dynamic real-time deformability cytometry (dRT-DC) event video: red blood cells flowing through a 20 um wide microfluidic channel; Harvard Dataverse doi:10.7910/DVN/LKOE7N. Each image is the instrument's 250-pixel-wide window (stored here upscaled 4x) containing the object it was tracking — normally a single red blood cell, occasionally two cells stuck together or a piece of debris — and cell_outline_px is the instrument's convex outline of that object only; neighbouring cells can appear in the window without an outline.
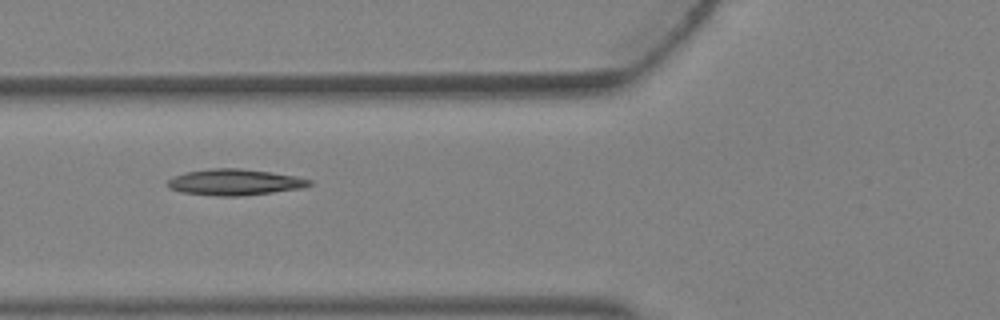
{"species": "Egyptian fruit bat (a non-hibernating species)", "species_latin": "Rousettus aegyptiacus", "temperature_condition": "warm", "stored_images_in_passage": 5, "camera_frame_rate_fps": 3000, "um_per_image_px": 0.085, "animal": {"sex": "female"}, "frame": {"image": 1, "passage_image": 5, "time_ms": 1.333, "image_size_px": [1000, 320], "cell_outline_px": [[312, 184], [304, 188], [240, 196], [216, 196], [180, 192], [168, 188], [168, 180], [172, 176], [184, 172], [212, 168], [240, 168], [296, 176], [312, 180]], "centroid_in_image_um": [19.92, 15.48], "position_along_channel_um": 105.9, "area_um2": 21.68}}